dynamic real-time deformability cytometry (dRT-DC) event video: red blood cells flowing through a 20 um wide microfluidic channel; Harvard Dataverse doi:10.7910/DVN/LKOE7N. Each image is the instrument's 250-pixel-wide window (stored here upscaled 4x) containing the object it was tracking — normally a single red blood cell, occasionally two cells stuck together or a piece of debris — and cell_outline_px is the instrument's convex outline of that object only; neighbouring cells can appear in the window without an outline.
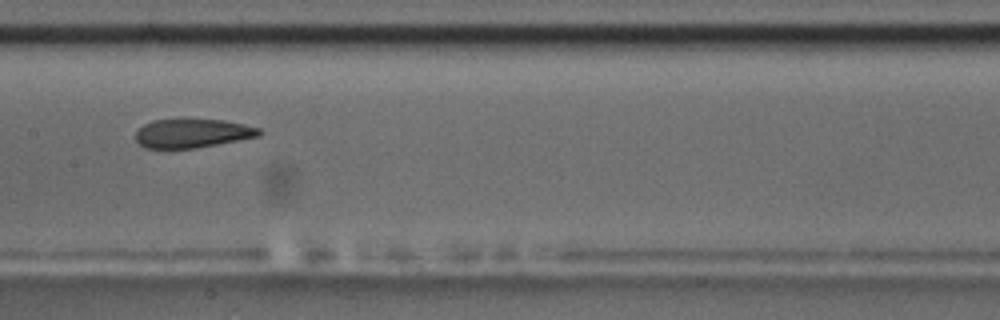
{"species": "common noctule bat (a hibernating species)", "species_latin": "Nyctalus noctula", "temperature_condition": "room temperature", "stored_images_in_passage": 9, "camera_frame_rate_fps": 3000, "um_per_image_px": 0.085, "animal": {"sex": "male", "body_mass_g": 17.5, "forearm_length_mm": 52.3}, "frame": {"image": 1, "passage_image": 8, "time_ms": 7.667, "image_size_px": [1000, 320], "cell_outline_px": [[264, 132], [260, 136], [196, 148], [144, 148], [136, 140], [136, 132], [144, 124], [152, 120], [224, 120], [244, 124], [260, 128]], "centroid_in_image_um": [16.38, 11.33], "position_along_channel_um": 191.0, "area_um2": 20.63}}